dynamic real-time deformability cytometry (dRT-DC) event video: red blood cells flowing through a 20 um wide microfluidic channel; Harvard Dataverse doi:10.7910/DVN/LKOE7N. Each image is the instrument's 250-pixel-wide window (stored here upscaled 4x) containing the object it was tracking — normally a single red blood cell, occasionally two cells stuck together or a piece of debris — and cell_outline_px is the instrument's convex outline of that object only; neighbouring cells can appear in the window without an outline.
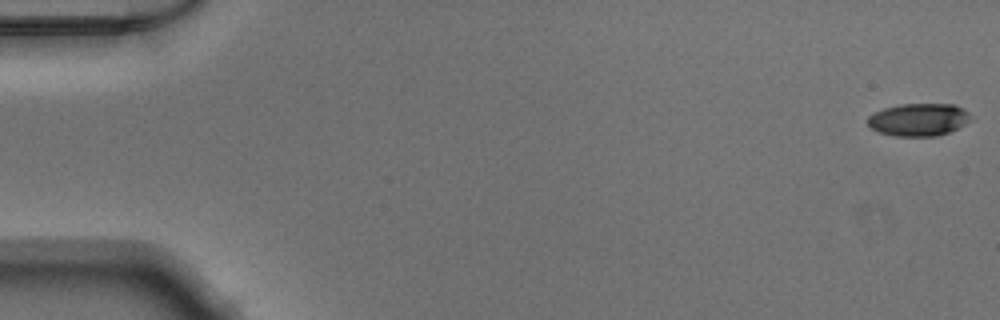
{"species": "Egyptian fruit bat (a non-hibernating species)", "species_latin": "Rousettus aegyptiacus", "temperature_condition": "warm", "stored_images_in_passage": 51, "camera_frame_rate_fps": 3000, "um_per_image_px": 0.085, "animal": {"sex": "male"}, "frame": {"image": 1, "passage_image": 1, "time_ms": 0.0, "image_size_px": [1000, 320], "cell_outline_px": [[972, 116], [964, 124], [948, 132], [936, 136], [896, 136], [880, 132], [872, 128], [868, 124], [868, 116], [884, 108], [900, 104], [956, 104], [964, 108]], "centroid_in_image_um": [78.1, 10.15], "position_along_channel_um": 6.9, "area_um2": 19.42}}
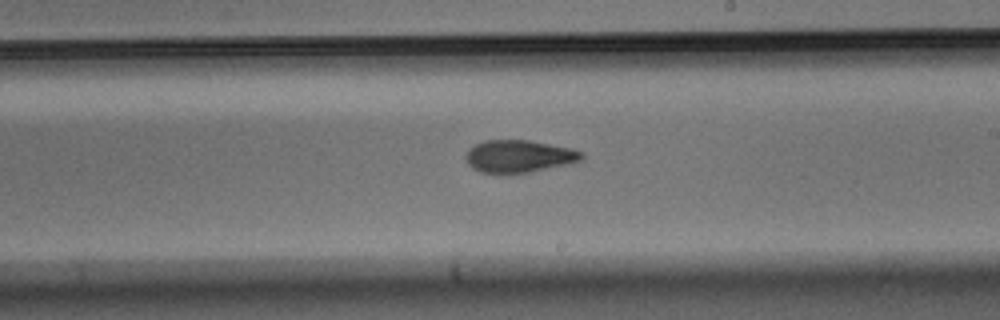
{"frame": {"image": 2, "passage_image": 30, "time_ms": 9.667, "image_size_px": [1000, 320], "cell_outline_px": [[584, 156], [580, 160], [568, 164], [528, 172], [500, 176], [480, 172], [472, 168], [468, 164], [464, 156], [468, 148], [472, 144], [484, 140], [528, 140], [572, 148], [584, 152]], "centroid_in_image_um": [44.04, 13.3], "position_along_channel_um": 245.0, "area_um2": 22.54}}
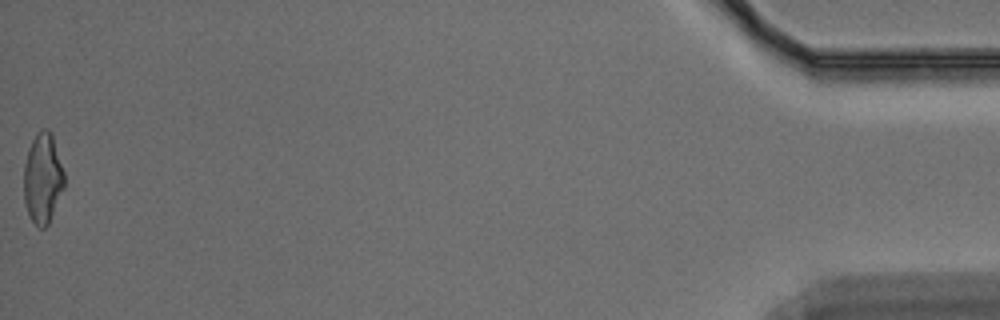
{"frame": {"image": 3, "passage_image": 51, "time_ms": 16.667, "image_size_px": [1000, 320], "cell_outline_px": [[64, 188], [48, 224], [44, 228], [40, 228], [28, 216], [24, 200], [24, 164], [28, 148], [36, 132], [40, 128], [48, 128], [52, 132], [64, 172]], "centroid_in_image_um": [3.63, 15.11], "position_along_channel_um": 431.6, "area_um2": 21.5}}